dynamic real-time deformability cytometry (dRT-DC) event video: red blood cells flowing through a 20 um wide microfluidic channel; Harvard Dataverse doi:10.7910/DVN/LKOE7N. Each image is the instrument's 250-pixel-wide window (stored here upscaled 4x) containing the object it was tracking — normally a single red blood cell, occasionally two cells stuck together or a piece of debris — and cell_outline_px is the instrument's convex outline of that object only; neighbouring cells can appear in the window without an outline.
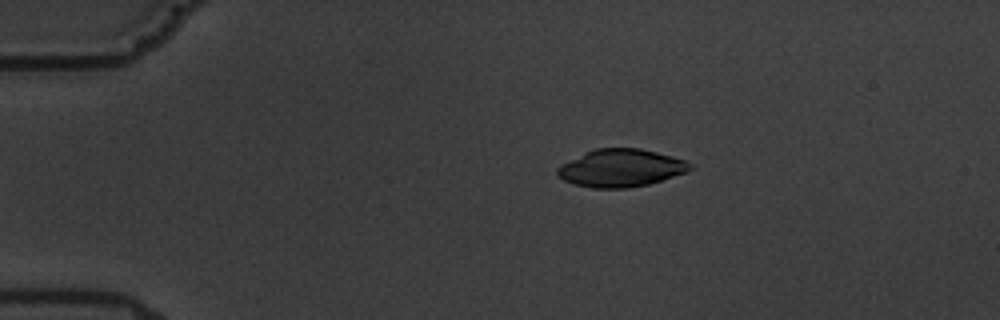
{"species": "common noctule bat (a hibernating species)", "species_latin": "Nyctalus noctula", "temperature_condition": "warm", "stored_images_in_passage": 7, "camera_frame_rate_fps": 3000, "um_per_image_px": 0.085, "animal": {"sex": "male", "body_mass_g": 19.5, "forearm_length_mm": 54.6}, "frame": {"image": 1, "passage_image": 4, "time_ms": 3.333, "image_size_px": [1000, 320], "cell_outline_px": [[692, 168], [684, 172], [648, 184], [628, 188], [592, 188], [572, 184], [564, 180], [556, 172], [556, 168], [596, 148], [640, 148], [672, 156], [684, 160], [692, 164]], "centroid_in_image_um": [52.78, 14.29], "position_along_channel_um": 32.2, "area_um2": 28.55}}